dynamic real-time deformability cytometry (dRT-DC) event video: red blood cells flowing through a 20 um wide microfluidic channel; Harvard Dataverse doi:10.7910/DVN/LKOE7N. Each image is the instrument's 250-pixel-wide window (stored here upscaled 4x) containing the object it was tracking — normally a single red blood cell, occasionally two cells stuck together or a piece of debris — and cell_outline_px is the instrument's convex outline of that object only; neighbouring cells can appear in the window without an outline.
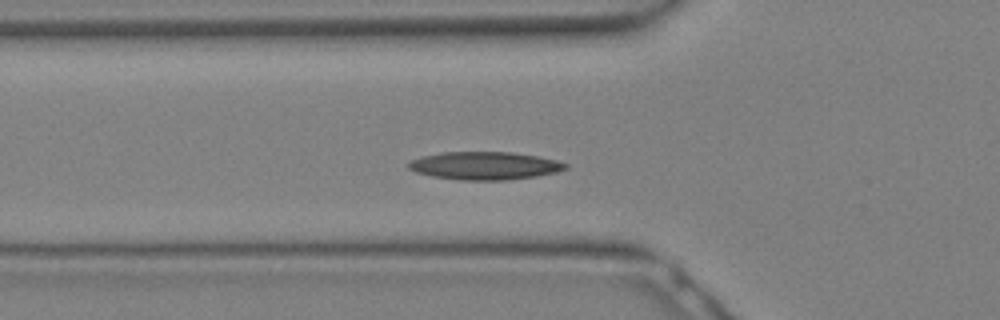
{"species": "Egyptian fruit bat (a non-hibernating species)", "species_latin": "Rousettus aegyptiacus", "temperature_condition": "warm", "stored_images_in_passage": 10, "camera_frame_rate_fps": 3000, "um_per_image_px": 0.085, "animal": {"sex": "female"}, "frame": {"image": 1, "passage_image": 2, "time_ms": 0.333, "image_size_px": [1000, 320], "cell_outline_px": [[568, 168], [556, 172], [536, 176], [508, 180], [460, 180], [432, 176], [416, 172], [408, 168], [408, 160], [420, 156], [440, 152], [512, 152], [536, 156], [556, 160], [568, 164]], "centroid_in_image_um": [41.16, 14.08], "position_along_channel_um": 84.6, "area_um2": 25.66}}
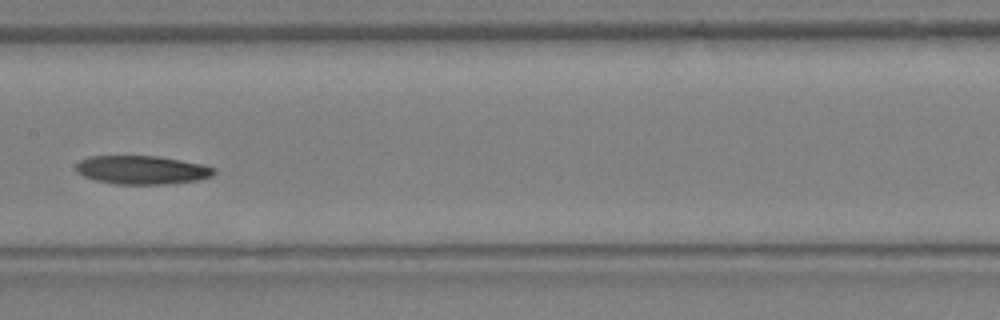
{"frame": {"image": 2, "passage_image": 7, "time_ms": 2.0, "image_size_px": [1000, 320], "cell_outline_px": [[216, 172], [212, 176], [196, 180], [164, 184], [116, 184], [96, 180], [84, 176], [76, 172], [76, 164], [80, 160], [88, 156], [156, 156], [204, 164], [216, 168]], "centroid_in_image_um": [12.06, 14.44], "position_along_channel_um": 195.3, "area_um2": 22.95}}
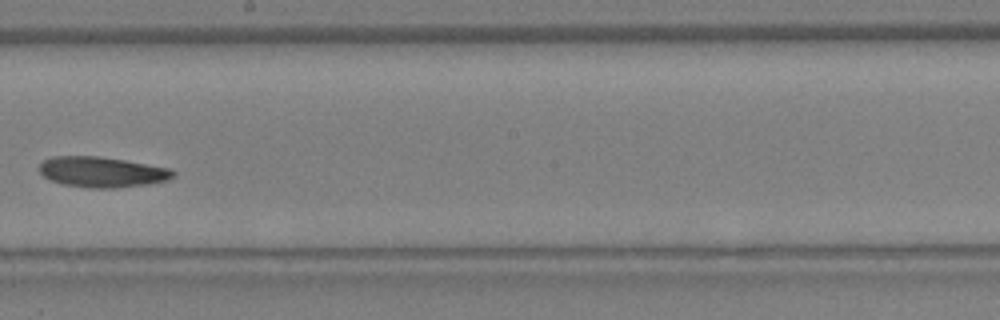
{"frame": {"image": 3, "passage_image": 9, "time_ms": 2.667, "image_size_px": [1000, 320], "cell_outline_px": [[176, 172], [168, 180], [148, 184], [116, 188], [88, 188], [64, 184], [52, 180], [44, 176], [40, 172], [40, 164], [44, 160], [52, 156], [100, 156], [124, 160], [168, 168]], "centroid_in_image_um": [8.66, 14.62], "position_along_channel_um": 239.5, "area_um2": 23.58}}